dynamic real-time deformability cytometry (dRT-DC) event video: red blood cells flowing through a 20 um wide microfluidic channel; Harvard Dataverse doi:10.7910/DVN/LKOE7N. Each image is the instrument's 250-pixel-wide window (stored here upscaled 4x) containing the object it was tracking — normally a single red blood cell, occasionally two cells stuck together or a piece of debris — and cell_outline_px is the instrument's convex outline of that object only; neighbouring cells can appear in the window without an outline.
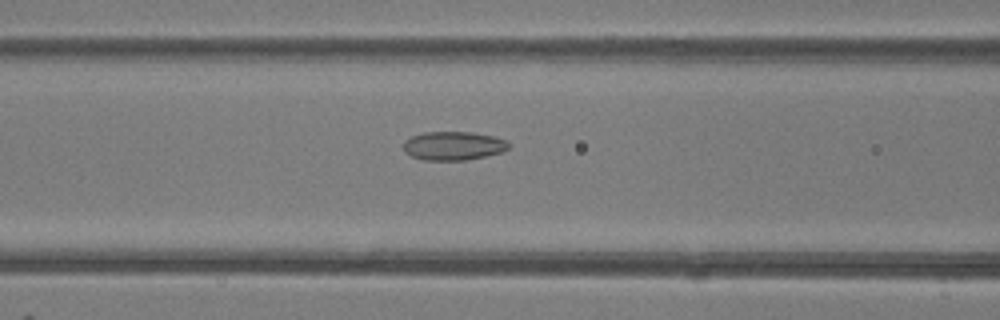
{"species": "common noctule bat (a hibernating species)", "species_latin": "Nyctalus noctula", "temperature_condition": "room temperature", "stored_images_in_passage": 13, "camera_frame_rate_fps": 3000, "um_per_image_px": 0.085, "animal": {"sex": "female"}, "frame": {"image": 1, "passage_image": 10, "time_ms": 3.0, "image_size_px": [1000, 320], "cell_outline_px": [[512, 144], [508, 148], [500, 152], [484, 156], [464, 160], [424, 160], [412, 156], [404, 152], [404, 140], [412, 136], [424, 132], [472, 132], [492, 136], [508, 140]], "centroid_in_image_um": [38.54, 12.38], "position_along_channel_um": 128.1, "area_um2": 17.57}}
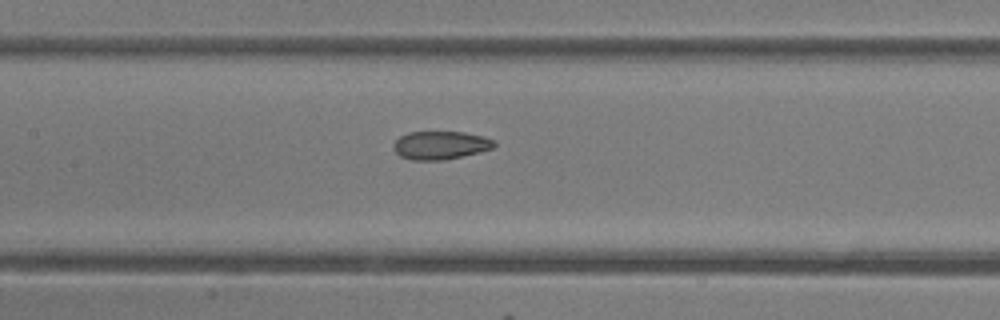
{"frame": {"image": 2, "passage_image": 13, "time_ms": 4.0, "image_size_px": [1000, 320], "cell_outline_px": [[496, 144], [492, 148], [480, 152], [444, 160], [412, 160], [400, 156], [392, 148], [392, 144], [400, 136], [408, 132], [464, 132], [484, 136], [496, 140]], "centroid_in_image_um": [37.44, 12.34], "position_along_channel_um": 170.0, "area_um2": 16.7}}